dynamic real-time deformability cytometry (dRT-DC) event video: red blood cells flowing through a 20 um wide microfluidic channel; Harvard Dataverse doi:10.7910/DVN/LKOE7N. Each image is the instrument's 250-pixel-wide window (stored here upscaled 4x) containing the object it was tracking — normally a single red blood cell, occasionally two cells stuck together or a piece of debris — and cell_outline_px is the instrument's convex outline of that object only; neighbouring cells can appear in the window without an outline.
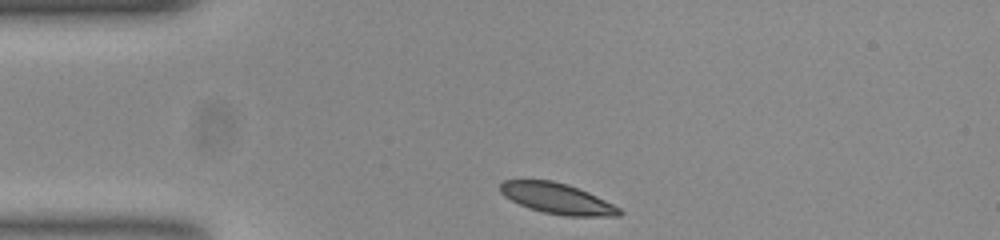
{"species": "common noctule bat (a hibernating species)", "species_latin": "Nyctalus noctula", "temperature_condition": "room temperature", "stored_images_in_passage": 33, "camera_frame_rate_fps": 3000, "um_per_image_px": 0.085, "animal": {"sex": "female", "body_mass_g": 23.0, "forearm_length_mm": 53.4}, "frame": {"image": 1, "passage_image": 1, "time_ms": 0.0, "image_size_px": [1000, 240], "cell_outline_px": [[624, 212], [620, 216], [568, 216], [544, 212], [528, 208], [504, 196], [500, 192], [500, 184], [504, 180], [552, 180], [588, 192], [620, 208]], "centroid_in_image_um": [47.36, 16.88], "position_along_channel_um": 37.6, "area_um2": 20.98}}
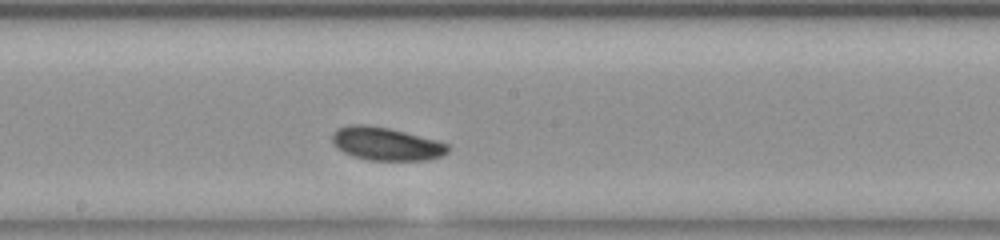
{"frame": {"image": 2, "passage_image": 18, "time_ms": 5.667, "image_size_px": [1000, 240], "cell_outline_px": [[448, 152], [444, 156], [428, 160], [368, 160], [352, 156], [344, 152], [332, 140], [332, 136], [340, 128], [352, 124], [364, 124], [388, 128], [436, 140], [448, 144]], "centroid_in_image_um": [32.87, 12.24], "position_along_channel_um": 215.3, "area_um2": 21.96}}
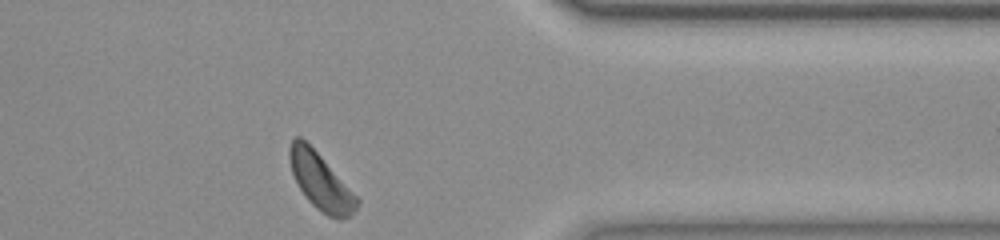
{"frame": {"image": 3, "passage_image": 33, "time_ms": 10.667, "image_size_px": [1000, 240], "cell_outline_px": [[360, 204], [348, 216], [340, 220], [336, 220], [328, 216], [316, 208], [308, 200], [300, 188], [292, 172], [288, 156], [288, 148], [292, 140], [296, 136], [300, 136], [320, 156], [360, 200]], "centroid_in_image_um": [27.24, 15.44], "position_along_channel_um": 384.2, "area_um2": 21.68}, "authors_computed_cell_mechanics": {"area_um2": 21.964, "velocity_mm_per_s": 3.7018, "shape_relaxation_time_tau1_ms": 2.0543, "shape_relaxation_time_tau2_ms": null, "deformation_change_tau1": 0.0815, "deformation_change_tau2": null}}